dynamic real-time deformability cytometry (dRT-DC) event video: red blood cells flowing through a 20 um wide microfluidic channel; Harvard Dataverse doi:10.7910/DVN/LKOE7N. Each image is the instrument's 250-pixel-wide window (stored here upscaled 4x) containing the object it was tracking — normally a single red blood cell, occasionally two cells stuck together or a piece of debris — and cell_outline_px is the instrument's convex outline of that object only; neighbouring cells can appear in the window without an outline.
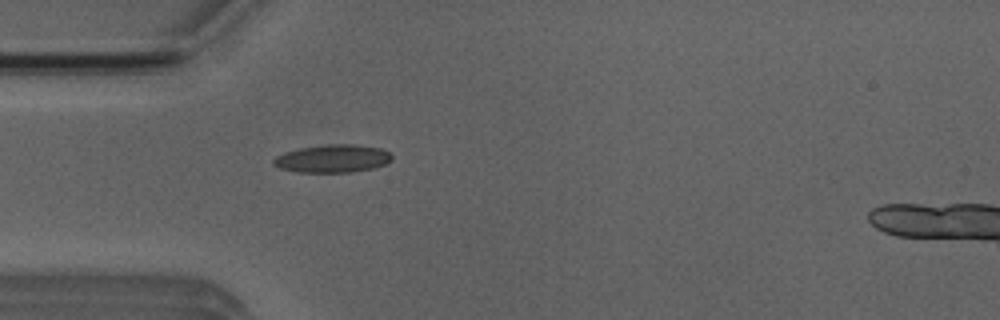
{"species": "Egyptian fruit bat (a non-hibernating species)", "species_latin": "Rousettus aegyptiacus", "temperature_condition": "room temperature", "stored_images_in_passage": 2, "camera_frame_rate_fps": 3000, "um_per_image_px": 0.085, "animal": {"sex": "male"}, "frame": {"image": 1, "passage_image": 2, "time_ms": 1.0, "image_size_px": [1000, 320], "cell_outline_px": [[392, 160], [384, 164], [372, 168], [352, 172], [296, 172], [280, 168], [272, 164], [272, 160], [276, 156], [284, 152], [300, 148], [328, 144], [356, 144], [380, 148], [388, 152], [392, 156]], "centroid_in_image_um": [28.25, 13.48], "position_along_channel_um": 56.8, "area_um2": 19.25}}